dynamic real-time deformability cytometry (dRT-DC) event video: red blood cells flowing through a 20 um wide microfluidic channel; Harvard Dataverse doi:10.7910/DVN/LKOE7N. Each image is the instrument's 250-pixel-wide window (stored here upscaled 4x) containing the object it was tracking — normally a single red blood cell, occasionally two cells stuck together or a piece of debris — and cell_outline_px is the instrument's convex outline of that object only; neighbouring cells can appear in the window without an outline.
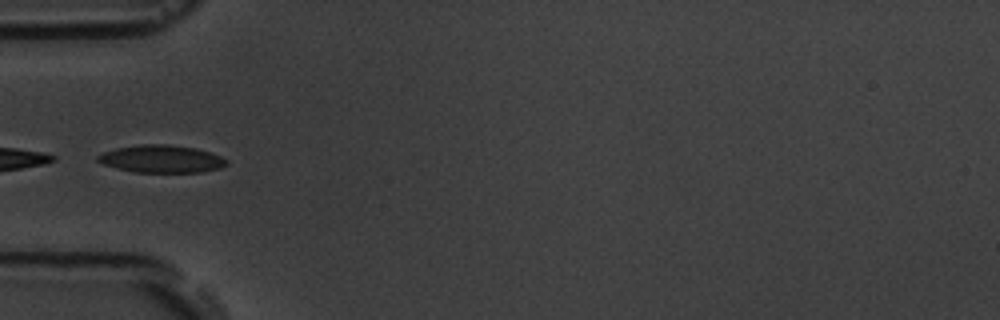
{"species": "common noctule bat (a hibernating species)", "species_latin": "Nyctalus noctula", "temperature_condition": "room temperature", "stored_images_in_passage": 8, "camera_frame_rate_fps": 3000, "um_per_image_px": 0.085, "animal": {"sex": "male", "body_mass_g": 19.5, "forearm_length_mm": 54.6}, "frame": {"image": 1, "passage_image": 5, "time_ms": 5.667, "image_size_px": [1000, 320], "cell_outline_px": [[228, 164], [220, 168], [204, 172], [136, 172], [116, 168], [104, 164], [96, 160], [96, 156], [104, 152], [116, 148], [140, 144], [168, 144], [196, 148], [212, 152], [228, 160]], "centroid_in_image_um": [13.75, 13.5], "position_along_channel_um": 71.2, "area_um2": 20.81}}
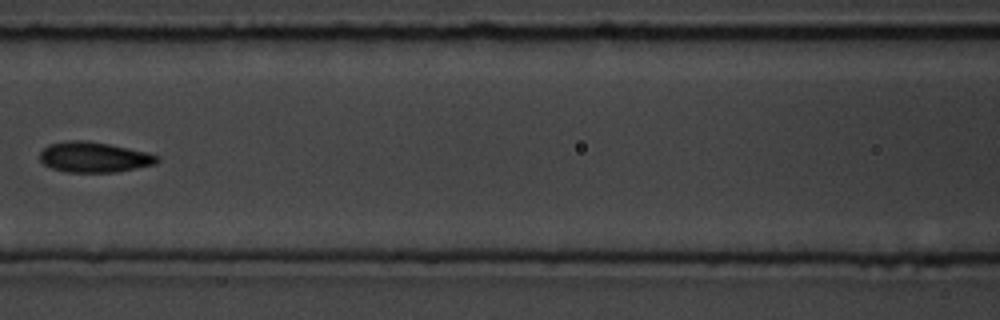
{"frame": {"image": 2, "passage_image": 7, "time_ms": 8.0, "image_size_px": [1000, 320], "cell_outline_px": [[160, 160], [156, 164], [116, 172], [68, 172], [52, 168], [44, 164], [40, 160], [40, 152], [48, 144], [68, 140], [84, 140], [108, 144], [148, 152], [160, 156]], "centroid_in_image_um": [8.01, 13.35], "position_along_channel_um": 158.6, "area_um2": 20.81}}
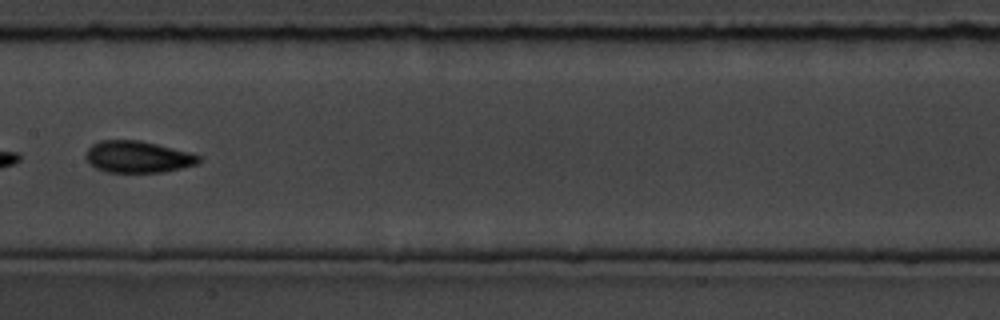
{"frame": {"image": 3, "passage_image": 8, "time_ms": 9.0, "image_size_px": [1000, 320], "cell_outline_px": [[200, 164], [164, 172], [108, 172], [96, 168], [88, 164], [84, 156], [88, 148], [92, 144], [100, 140], [140, 140], [188, 152], [200, 156]], "centroid_in_image_um": [11.68, 13.34], "position_along_channel_um": 195.7, "area_um2": 20.98}}